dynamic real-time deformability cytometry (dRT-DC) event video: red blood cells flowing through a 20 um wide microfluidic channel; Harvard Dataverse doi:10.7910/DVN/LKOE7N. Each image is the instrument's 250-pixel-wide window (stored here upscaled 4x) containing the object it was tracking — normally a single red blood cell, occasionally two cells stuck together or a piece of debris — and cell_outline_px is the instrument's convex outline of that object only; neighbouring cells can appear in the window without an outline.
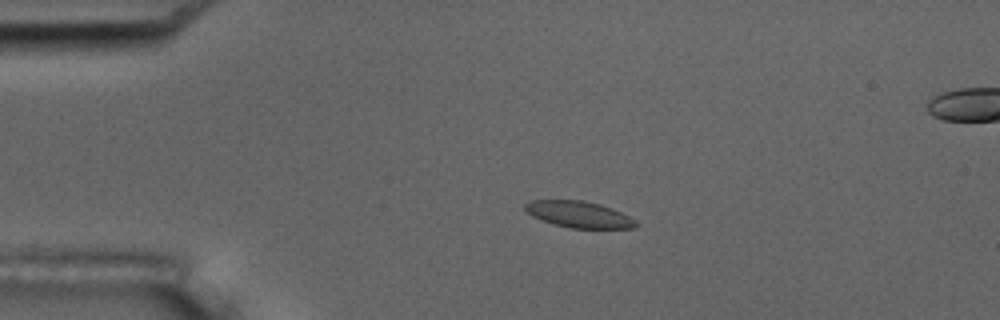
{"species": "common noctule bat (a hibernating species)", "species_latin": "Nyctalus noctula", "temperature_condition": "room temperature", "stored_images_in_passage": 56, "segment_of_instrument_passage": [1, 2], "camera_frame_rate_fps": 3000, "um_per_image_px": 0.085, "animal": {"sex": "male", "body_mass_g": 17.5, "forearm_length_mm": 52.3}, "frame": {"image": 1, "passage_image": 12, "time_ms": 3.667, "image_size_px": [1000, 320], "cell_outline_px": [[640, 224], [636, 228], [572, 228], [540, 220], [532, 216], [524, 208], [524, 204], [532, 200], [584, 200], [600, 204], [612, 208], [636, 220]], "centroid_in_image_um": [49.23, 18.22], "position_along_channel_um": 35.8, "area_um2": 17.05}}
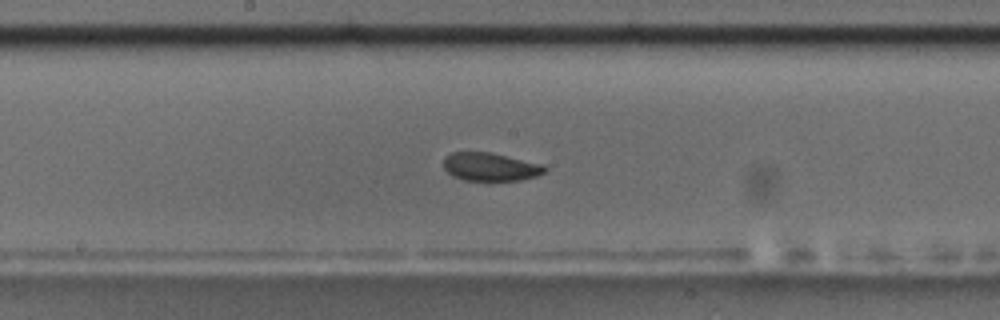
{"frame": {"image": 2, "passage_image": 29, "time_ms": 9.333, "image_size_px": [1000, 320], "cell_outline_px": [[548, 168], [544, 172], [536, 176], [520, 180], [464, 180], [452, 176], [444, 168], [444, 156], [452, 152], [492, 152], [544, 164]], "centroid_in_image_um": [41.69, 14.17], "position_along_channel_um": 206.5, "area_um2": 16.76}}
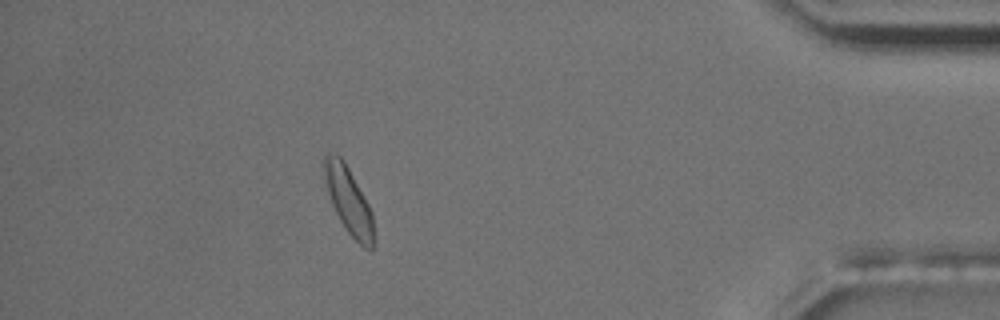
{"frame": {"image": 3, "passage_image": 49, "time_ms": 16.0, "image_size_px": [1000, 320], "cell_outline_px": [[372, 248], [364, 248], [348, 232], [340, 220], [332, 204], [324, 184], [324, 156], [328, 152], [340, 156], [344, 160], [368, 204], [372, 212]], "centroid_in_image_um": [29.59, 16.98], "position_along_channel_um": 405.6, "area_um2": 18.67}}